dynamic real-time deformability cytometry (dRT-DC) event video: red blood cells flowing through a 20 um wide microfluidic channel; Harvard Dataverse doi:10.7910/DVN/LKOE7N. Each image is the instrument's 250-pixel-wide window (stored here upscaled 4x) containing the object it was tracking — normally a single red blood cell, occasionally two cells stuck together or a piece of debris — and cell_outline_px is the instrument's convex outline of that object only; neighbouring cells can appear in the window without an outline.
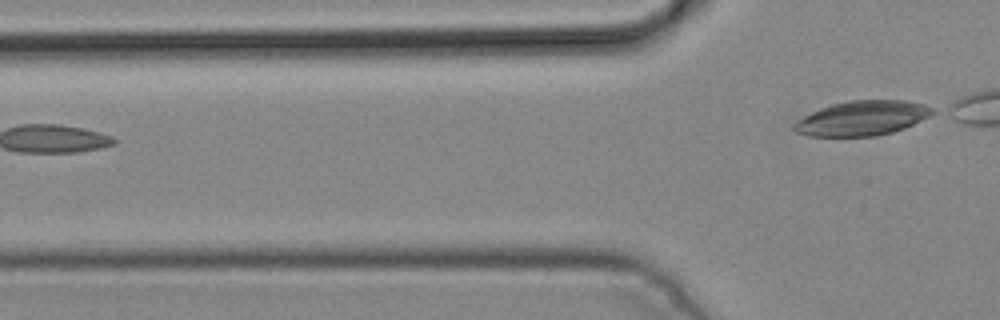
{"species": "common noctule bat (a hibernating species)", "species_latin": "Nyctalus noctula", "temperature_condition": "cold", "stored_images_in_passage": 5, "camera_frame_rate_fps": 3000, "um_per_image_px": 0.085, "animal": {"sex": "male", "body_mass_g": 19.2, "forearm_length_mm": 51.8}, "frame": {"image": 1, "passage_image": 5, "time_ms": 1.333, "image_size_px": [1000, 320], "cell_outline_px": [[936, 112], [904, 128], [892, 132], [876, 136], [808, 136], [796, 132], [792, 128], [792, 124], [796, 120], [820, 108], [832, 104], [852, 100], [904, 100], [924, 104], [932, 108]], "centroid_in_image_um": [73.25, 10.04], "position_along_channel_um": 52.6, "area_um2": 27.86}}